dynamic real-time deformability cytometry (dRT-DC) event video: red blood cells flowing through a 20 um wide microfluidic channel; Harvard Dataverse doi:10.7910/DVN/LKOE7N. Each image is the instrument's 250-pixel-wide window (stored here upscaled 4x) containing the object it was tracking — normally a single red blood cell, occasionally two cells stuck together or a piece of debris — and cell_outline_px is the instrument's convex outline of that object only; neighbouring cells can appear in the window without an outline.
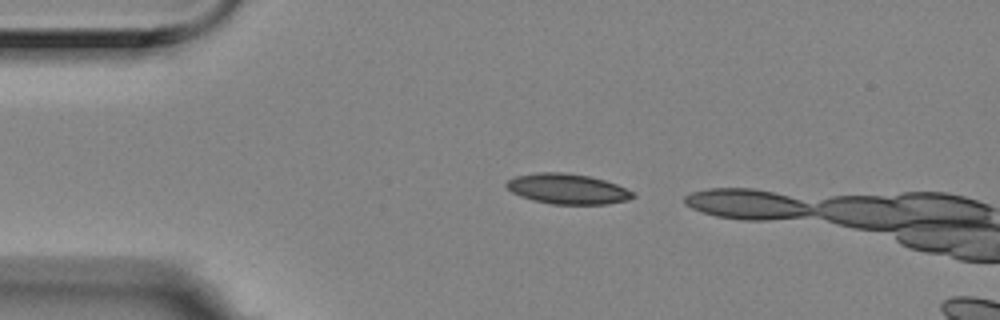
{"species": "Egyptian fruit bat (a non-hibernating species)", "species_latin": "Rousettus aegyptiacus", "temperature_condition": "room temperature", "stored_images_in_passage": 2, "camera_frame_rate_fps": 3000, "um_per_image_px": 0.085, "animal": {"sex": "female"}, "frame": {"image": 1, "passage_image": 1, "time_ms": 0.0, "image_size_px": [1000, 320], "cell_outline_px": [[636, 196], [628, 200], [604, 204], [552, 204], [532, 200], [520, 196], [512, 192], [504, 184], [508, 180], [516, 176], [540, 172], [560, 172], [588, 176], [604, 180], [616, 184], [632, 192]], "centroid_in_image_um": [48.21, 16.06], "position_along_channel_um": 36.8, "area_um2": 22.08}}